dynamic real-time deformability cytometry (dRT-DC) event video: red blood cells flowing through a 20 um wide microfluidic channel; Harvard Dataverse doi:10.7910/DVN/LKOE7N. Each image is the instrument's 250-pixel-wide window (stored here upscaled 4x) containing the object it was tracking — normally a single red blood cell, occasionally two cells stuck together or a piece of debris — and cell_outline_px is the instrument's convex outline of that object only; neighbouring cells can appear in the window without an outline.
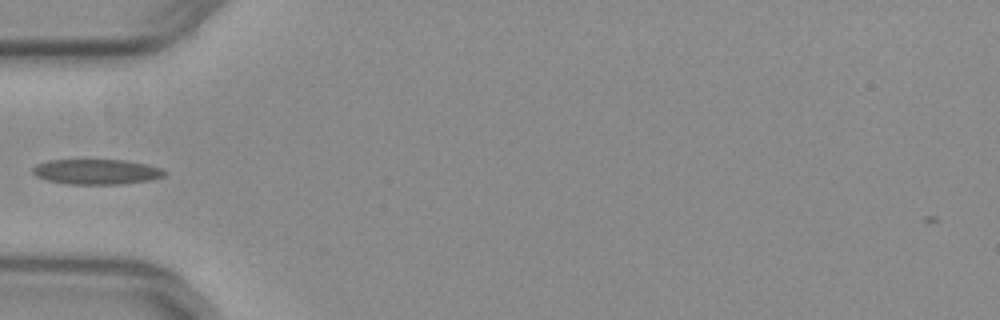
{"species": "common noctule bat (a hibernating species)", "species_latin": "Nyctalus noctula", "temperature_condition": "warm", "stored_images_in_passage": 36, "camera_frame_rate_fps": 3000, "um_per_image_px": 0.085, "animal": {"sex": "female", "body_mass_g": 29.2, "forearm_length_mm": 56.3}, "frame": {"image": 1, "passage_image": 1, "time_ms": 0.0, "image_size_px": [1000, 320], "cell_outline_px": [[168, 172], [164, 176], [152, 180], [120, 184], [68, 184], [48, 180], [36, 176], [32, 172], [32, 168], [36, 164], [48, 160], [124, 160], [148, 164], [160, 168]], "centroid_in_image_um": [8.22, 14.6], "position_along_channel_um": 76.8, "area_um2": 19.42}}
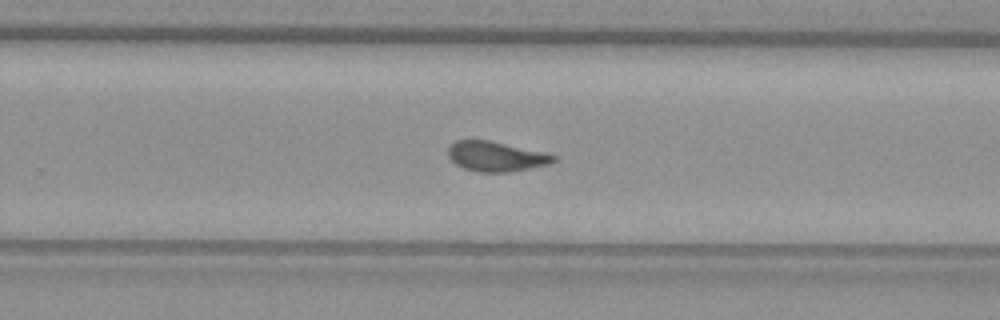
{"frame": {"image": 2, "passage_image": 17, "time_ms": 5.333, "image_size_px": [1000, 320], "cell_outline_px": [[556, 160], [552, 164], [512, 172], [476, 172], [464, 168], [456, 164], [448, 156], [448, 148], [456, 140], [488, 140], [544, 152], [556, 156]], "centroid_in_image_um": [42.18, 13.31], "position_along_channel_um": 287.6, "area_um2": 18.44}}
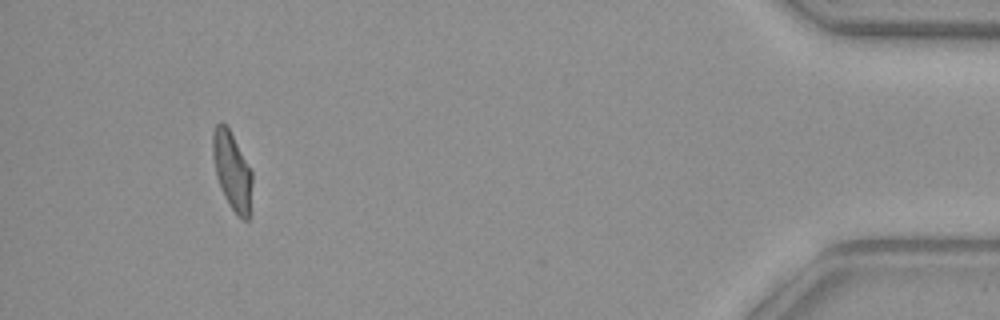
{"frame": {"image": 3, "passage_image": 32, "time_ms": 10.333, "image_size_px": [1000, 320], "cell_outline_px": [[252, 184], [248, 220], [244, 220], [232, 208], [224, 196], [220, 188], [216, 176], [212, 156], [212, 132], [216, 124], [220, 120], [228, 128], [252, 172]], "centroid_in_image_um": [19.69, 14.49], "position_along_channel_um": 415.5, "area_um2": 17.63}}